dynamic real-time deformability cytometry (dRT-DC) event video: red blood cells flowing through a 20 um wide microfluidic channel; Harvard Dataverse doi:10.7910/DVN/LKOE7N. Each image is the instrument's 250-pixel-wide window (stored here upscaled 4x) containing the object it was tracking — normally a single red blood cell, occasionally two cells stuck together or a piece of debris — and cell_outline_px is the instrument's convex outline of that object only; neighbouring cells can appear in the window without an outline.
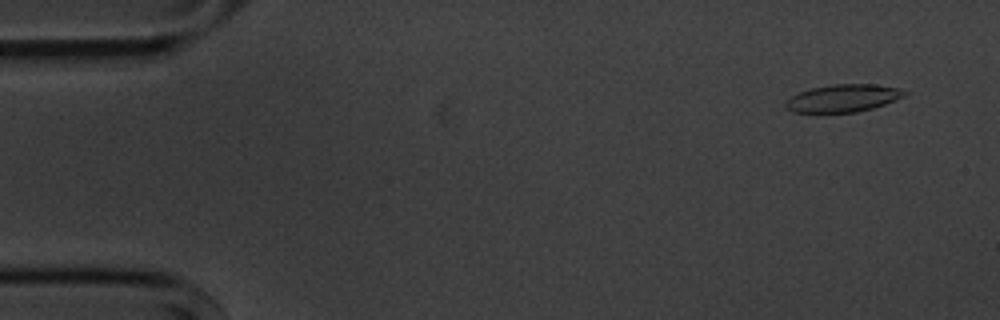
{"species": "common noctule bat (a hibernating species)", "species_latin": "Nyctalus noctula", "temperature_condition": "cold", "stored_images_in_passage": 6, "camera_frame_rate_fps": 3000, "um_per_image_px": 0.085, "animal": {"sex": "male", "body_mass_g": 20.1, "forearm_length_mm": 53.5}, "frame": {"image": 1, "passage_image": 2, "time_ms": 1.0, "image_size_px": [1000, 320], "cell_outline_px": [[912, 92], [904, 96], [884, 104], [872, 108], [856, 112], [792, 112], [784, 108], [784, 100], [800, 92], [812, 88], [832, 84], [876, 84], [900, 88]], "centroid_in_image_um": [71.67, 8.34], "position_along_channel_um": 13.3, "area_um2": 19.19}}
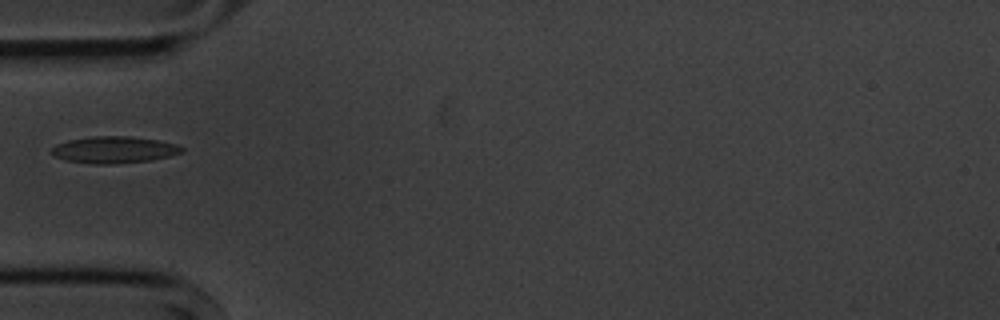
{"frame": {"image": 2, "passage_image": 6, "time_ms": 5.667, "image_size_px": [1000, 320], "cell_outline_px": [[184, 152], [152, 160], [116, 164], [96, 164], [64, 160], [52, 156], [48, 152], [56, 144], [68, 140], [92, 136], [128, 136], [160, 140], [176, 144], [184, 148]], "centroid_in_image_um": [9.67, 12.73], "position_along_channel_um": 75.3, "area_um2": 20.58}}